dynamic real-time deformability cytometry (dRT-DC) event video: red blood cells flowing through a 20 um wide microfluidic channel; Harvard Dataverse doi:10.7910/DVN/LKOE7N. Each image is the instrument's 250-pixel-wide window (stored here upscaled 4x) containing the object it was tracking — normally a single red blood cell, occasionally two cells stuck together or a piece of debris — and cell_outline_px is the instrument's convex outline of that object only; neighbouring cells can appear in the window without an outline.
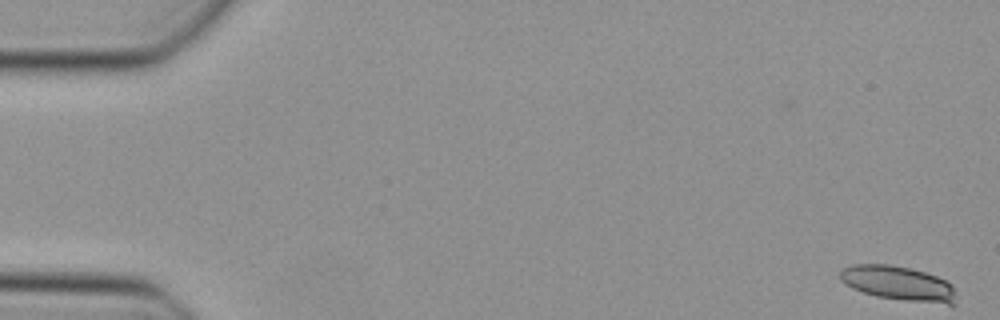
{"species": "Egyptian fruit bat (a non-hibernating species)", "species_latin": "Rousettus aegyptiacus", "temperature_condition": "cold", "stored_images_in_passage": 12, "camera_frame_rate_fps": 3000, "um_per_image_px": 0.085, "animal": {"sex": "female"}, "frame": {"image": 1, "passage_image": 1, "time_ms": 0.0, "image_size_px": [1000, 320], "cell_outline_px": [[956, 304], [948, 304], [908, 300], [876, 296], [852, 288], [840, 280], [840, 272], [844, 268], [852, 264], [888, 264], [912, 268], [936, 276], [952, 284]], "centroid_in_image_um": [76.34, 24.06], "position_along_channel_um": 8.7, "area_um2": 23.0}}